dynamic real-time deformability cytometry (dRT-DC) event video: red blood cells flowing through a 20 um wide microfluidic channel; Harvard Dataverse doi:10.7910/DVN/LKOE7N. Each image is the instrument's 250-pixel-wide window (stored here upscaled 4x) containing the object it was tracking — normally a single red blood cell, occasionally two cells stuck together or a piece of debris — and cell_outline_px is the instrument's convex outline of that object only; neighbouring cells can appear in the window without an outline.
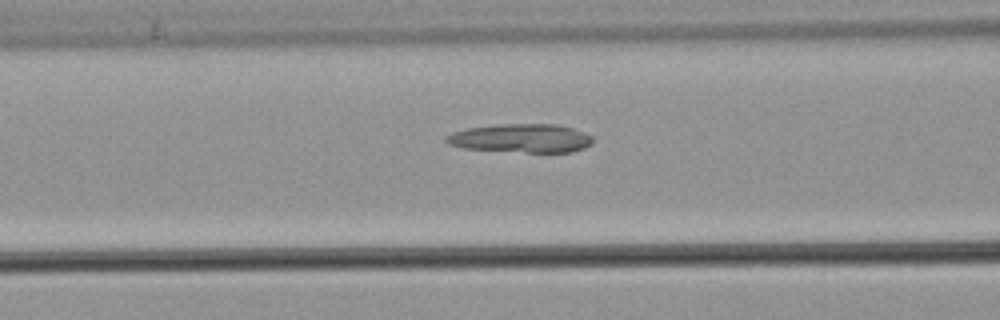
{"species": "common noctule bat (a hibernating species)", "species_latin": "Nyctalus noctula", "temperature_condition": "warm", "stored_images_in_passage": 37, "camera_frame_rate_fps": 3000, "um_per_image_px": 0.085, "animal": {"sex": "male", "body_mass_g": 21.5, "forearm_length_mm": 52.0}, "frame": {"image": 1, "passage_image": 16, "time_ms": 5.0, "image_size_px": [1000, 320], "cell_outline_px": [[592, 144], [584, 148], [572, 152], [528, 152], [464, 148], [448, 144], [444, 140], [444, 136], [452, 132], [468, 128], [496, 124], [556, 124], [572, 128], [584, 132], [592, 136]], "centroid_in_image_um": [44.29, 11.74], "position_along_channel_um": 122.3, "area_um2": 24.51}}